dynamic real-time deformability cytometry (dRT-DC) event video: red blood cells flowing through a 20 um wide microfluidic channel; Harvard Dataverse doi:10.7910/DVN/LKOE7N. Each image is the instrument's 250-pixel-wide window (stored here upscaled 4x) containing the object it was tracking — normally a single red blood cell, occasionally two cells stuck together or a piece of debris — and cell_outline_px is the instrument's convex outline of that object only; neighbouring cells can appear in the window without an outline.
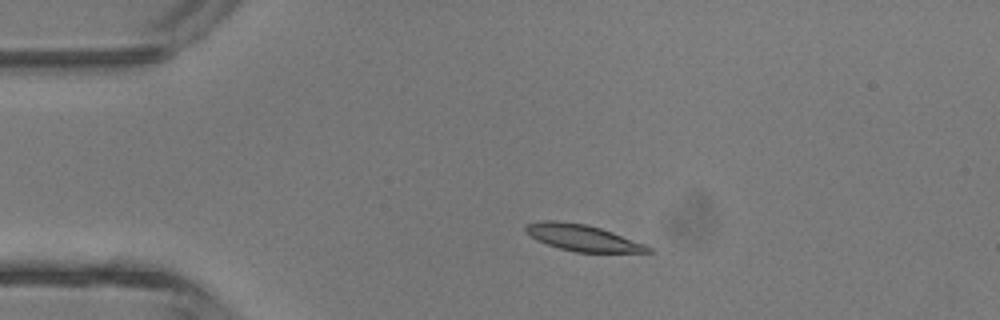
{"species": "common noctule bat (a hibernating species)", "species_latin": "Nyctalus noctula", "temperature_condition": "room temperature", "stored_images_in_passage": 3, "camera_frame_rate_fps": 3000, "um_per_image_px": 0.085, "animal": {"sex": "male", "body_mass_g": 13.3}, "frame": {"image": 1, "passage_image": 2, "time_ms": 1.333, "image_size_px": [1000, 320], "cell_outline_px": [[656, 252], [576, 252], [560, 248], [536, 240], [524, 232], [524, 228], [528, 224], [540, 220], [556, 220], [584, 224], [600, 228], [612, 232], [644, 244], [652, 248]], "centroid_in_image_um": [49.48, 20.2], "position_along_channel_um": 35.5, "area_um2": 18.67}}